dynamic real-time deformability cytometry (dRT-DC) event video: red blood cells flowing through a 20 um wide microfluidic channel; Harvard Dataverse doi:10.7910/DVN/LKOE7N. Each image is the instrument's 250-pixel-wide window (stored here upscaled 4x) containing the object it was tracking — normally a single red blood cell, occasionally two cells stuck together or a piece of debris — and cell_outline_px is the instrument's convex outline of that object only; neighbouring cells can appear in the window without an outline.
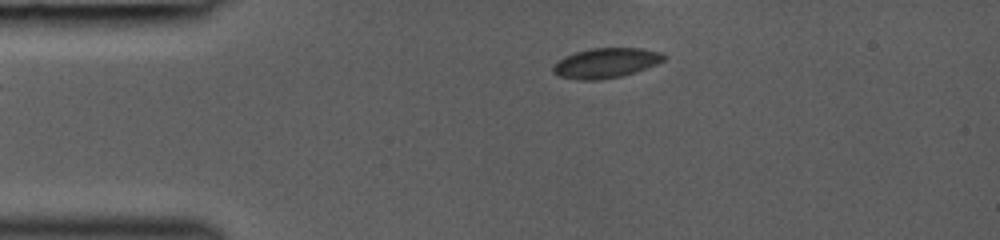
{"species": "common noctule bat (a hibernating species)", "species_latin": "Nyctalus noctula", "temperature_condition": "room temperature", "stored_images_in_passage": 30, "camera_frame_rate_fps": 3000, "um_per_image_px": 0.085, "animal": {"sex": "female", "body_mass_g": 19.0, "forearm_length_mm": 53.3}, "frame": {"image": 1, "passage_image": 1, "time_ms": 0.0, "image_size_px": [1000, 240], "cell_outline_px": [[668, 56], [664, 60], [656, 64], [636, 72], [620, 76], [600, 80], [580, 80], [560, 76], [552, 72], [552, 64], [564, 56], [576, 52], [592, 48], [640, 48], [660, 52]], "centroid_in_image_um": [51.48, 5.35], "position_along_channel_um": 33.5, "area_um2": 19.36}}
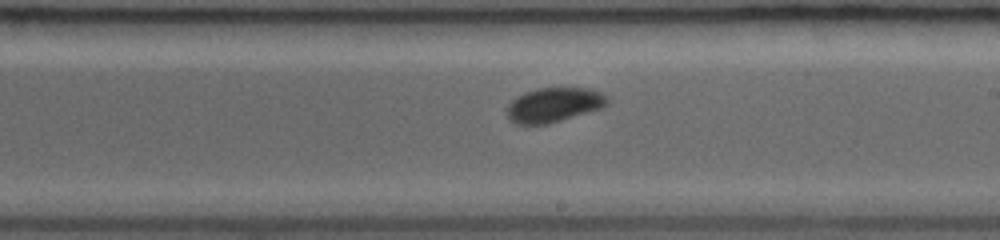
{"frame": {"image": 2, "passage_image": 18, "time_ms": 5.667, "image_size_px": [1000, 240], "cell_outline_px": [[608, 104], [604, 108], [548, 124], [516, 124], [508, 116], [508, 104], [516, 96], [524, 92], [540, 88], [588, 88], [600, 92], [608, 96]], "centroid_in_image_um": [47.12, 8.91], "position_along_channel_um": 241.9, "area_um2": 20.23}}
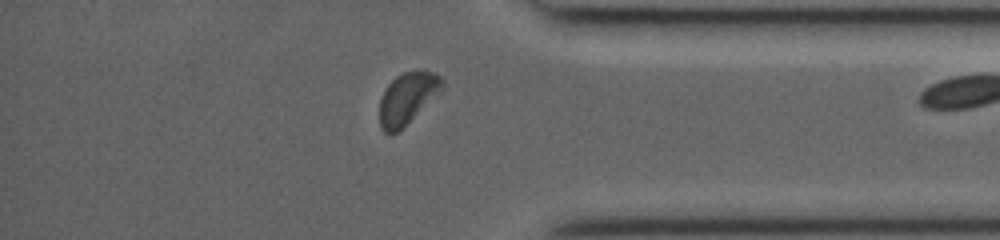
{"frame": {"image": 3, "passage_image": 29, "time_ms": 9.333, "image_size_px": [1000, 240], "cell_outline_px": [[444, 88], [440, 92], [396, 132], [384, 132], [380, 128], [380, 100], [388, 84], [396, 76], [404, 72], [416, 68], [432, 72], [440, 76], [444, 80]], "centroid_in_image_um": [34.65, 8.28], "position_along_channel_um": 400.6, "area_um2": 18.5}}